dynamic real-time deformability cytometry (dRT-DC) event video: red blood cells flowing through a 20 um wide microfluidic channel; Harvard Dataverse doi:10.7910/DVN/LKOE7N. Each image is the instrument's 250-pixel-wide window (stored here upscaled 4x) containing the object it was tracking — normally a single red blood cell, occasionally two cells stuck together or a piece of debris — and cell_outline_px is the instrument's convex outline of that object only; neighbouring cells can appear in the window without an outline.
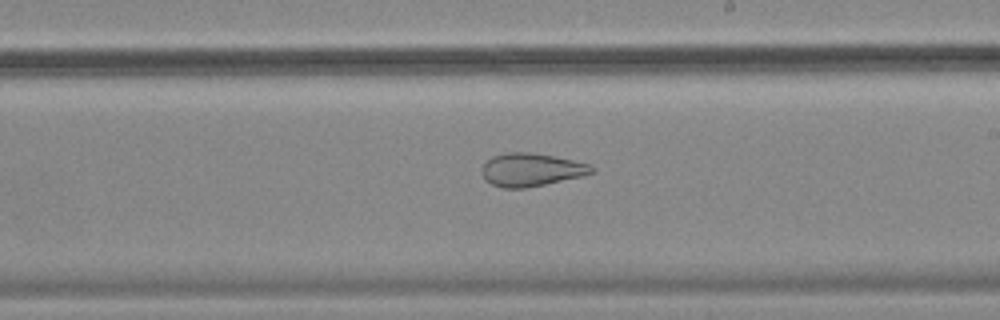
{"species": "common noctule bat (a hibernating species)", "species_latin": "Nyctalus noctula", "temperature_condition": "cold", "stored_images_in_passage": 30, "camera_frame_rate_fps": 3000, "um_per_image_px": 0.085, "animal": {"sex": "female", "body_mass_g": 18.4}, "frame": {"image": 1, "passage_image": 18, "time_ms": 5.667, "image_size_px": [1000, 320], "cell_outline_px": [[596, 172], [584, 176], [524, 188], [504, 188], [492, 184], [480, 172], [480, 168], [492, 156], [504, 152], [532, 152], [592, 164], [596, 168]], "centroid_in_image_um": [45.19, 14.41], "position_along_channel_um": 243.8, "area_um2": 21.27}, "authors_computed_cell_mechanics": {"area_um2": 23.2356, "velocity_mm_per_s": 3.5777, "shape_relaxation_time_tau1_ms": null, "shape_relaxation_time_tau2_ms": 2.5114, "deformation_change_tau1": null, "deformation_change_tau2": 0.1073}}